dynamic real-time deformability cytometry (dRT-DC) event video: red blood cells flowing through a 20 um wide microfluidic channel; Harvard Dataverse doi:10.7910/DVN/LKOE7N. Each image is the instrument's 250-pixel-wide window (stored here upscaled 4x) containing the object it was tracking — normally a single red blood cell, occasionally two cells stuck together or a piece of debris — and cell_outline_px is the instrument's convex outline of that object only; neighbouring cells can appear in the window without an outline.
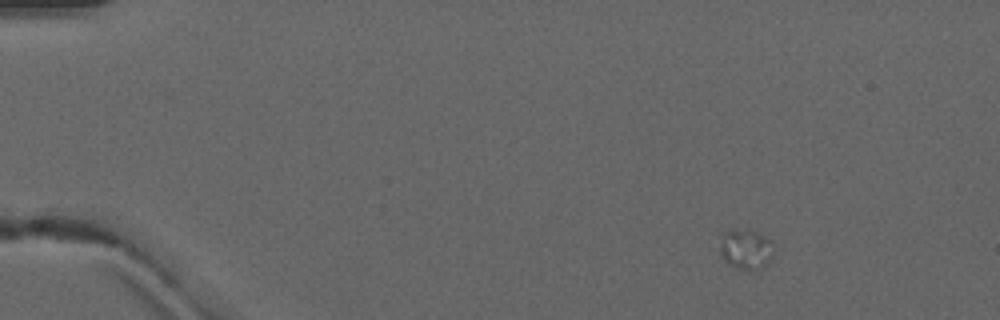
{"species": "common noctule bat (a hibernating species)", "species_latin": "Nyctalus noctula", "temperature_condition": "warm", "stored_images_in_passage": 5, "camera_frame_rate_fps": 3000, "um_per_image_px": 0.085, "animal": {"sex": "male", "forearm_length_mm": 52.5}, "frame": {"image": 1, "passage_image": 1, "time_ms": 0.0, "image_size_px": [1000, 320], "cell_outline_px": [[776, 248], [768, 264], [756, 272], [752, 272], [736, 268], [728, 264], [720, 256], [720, 248], [724, 232], [728, 228], [752, 228], [768, 236], [772, 240]], "centroid_in_image_um": [63.46, 21.16], "position_along_channel_um": 21.5, "area_um2": 13.64}}